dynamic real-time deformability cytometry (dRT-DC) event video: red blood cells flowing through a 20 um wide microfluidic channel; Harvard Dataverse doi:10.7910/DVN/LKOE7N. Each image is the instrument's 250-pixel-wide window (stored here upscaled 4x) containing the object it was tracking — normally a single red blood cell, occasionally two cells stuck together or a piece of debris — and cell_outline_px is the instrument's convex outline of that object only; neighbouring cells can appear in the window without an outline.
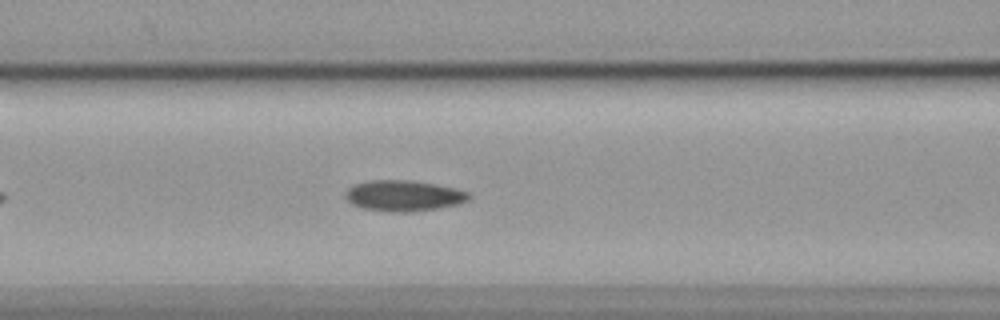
{"species": "common noctule bat (a hibernating species)", "species_latin": "Nyctalus noctula", "temperature_condition": "cold", "stored_images_in_passage": 43, "camera_frame_rate_fps": 3000, "um_per_image_px": 0.085, "animal": {"sex": "female", "body_mass_g": 19.9}, "frame": {"image": 1, "passage_image": 12, "time_ms": 3.667, "image_size_px": [1000, 320], "cell_outline_px": [[472, 196], [468, 200], [460, 204], [440, 208], [404, 212], [400, 212], [364, 208], [352, 204], [344, 196], [344, 192], [348, 188], [356, 184], [368, 180], [412, 180], [436, 184], [456, 188], [468, 192]], "centroid_in_image_um": [34.34, 16.62], "position_along_channel_um": 132.3, "area_um2": 22.2}}
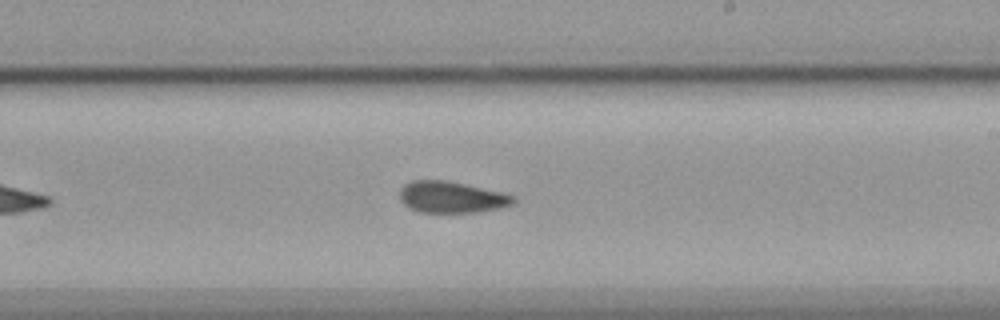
{"frame": {"image": 2, "passage_image": 22, "time_ms": 7.0, "image_size_px": [1000, 320], "cell_outline_px": [[516, 200], [512, 204], [500, 208], [476, 212], [420, 212], [408, 208], [400, 200], [400, 188], [404, 184], [412, 180], [444, 180], [464, 184], [500, 192], [516, 196]], "centroid_in_image_um": [38.35, 16.76], "position_along_channel_um": 250.7, "area_um2": 20.75}}
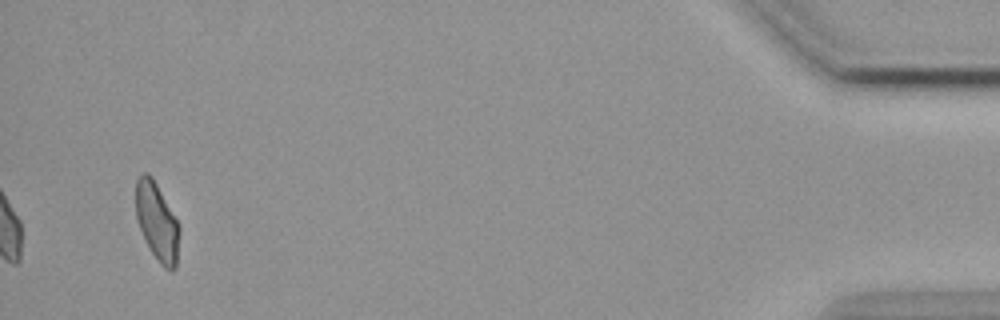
{"frame": {"image": 3, "passage_image": 43, "time_ms": 14.0, "image_size_px": [1000, 320], "cell_outline_px": [[180, 232], [176, 268], [172, 272], [164, 268], [160, 264], [152, 252], [140, 228], [136, 216], [136, 180], [144, 172], [148, 172], [152, 176], [180, 224]], "centroid_in_image_um": [13.38, 18.85], "position_along_channel_um": 421.8, "area_um2": 19.83}, "authors_computed_cell_mechanics": {"area_um2": 21.2704, "velocity_mm_per_s": 3.5667, "shape_relaxation_time_tau1_ms": null, "shape_relaxation_time_tau2_ms": 4.4983, "deformation_change_tau1": null, "deformation_change_tau2": 0.1152}}